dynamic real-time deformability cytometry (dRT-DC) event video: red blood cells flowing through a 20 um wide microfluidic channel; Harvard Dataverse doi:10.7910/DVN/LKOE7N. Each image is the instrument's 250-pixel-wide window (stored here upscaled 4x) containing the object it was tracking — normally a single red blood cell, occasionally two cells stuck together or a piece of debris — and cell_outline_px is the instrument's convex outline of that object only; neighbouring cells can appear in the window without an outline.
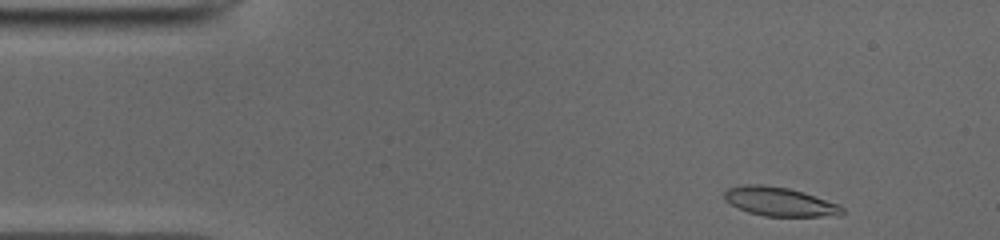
{"species": "common noctule bat (a hibernating species)", "species_latin": "Nyctalus noctula", "temperature_condition": "cold", "stored_images_in_passage": 46, "camera_frame_rate_fps": 3000, "um_per_image_px": 0.085, "animal": {"sex": "male", "body_mass_g": 19.0, "forearm_length_mm": 50.8}, "frame": {"image": 1, "passage_image": 1, "time_ms": 0.0, "image_size_px": [1000, 240], "cell_outline_px": [[844, 212], [840, 216], [764, 216], [748, 212], [724, 200], [724, 192], [728, 188], [744, 184], [764, 184], [788, 188], [804, 192], [840, 204], [844, 208]], "centroid_in_image_um": [66.3, 17.13], "position_along_channel_um": 18.7, "area_um2": 20.0}}
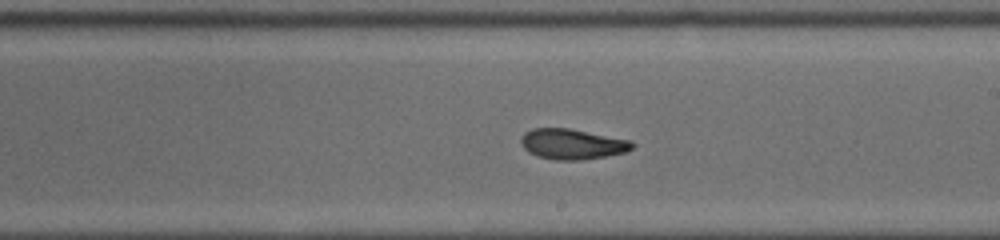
{"frame": {"image": 2, "passage_image": 24, "time_ms": 7.667, "image_size_px": [1000, 240], "cell_outline_px": [[636, 144], [632, 148], [624, 152], [604, 156], [580, 160], [556, 160], [536, 156], [528, 152], [524, 148], [520, 140], [520, 136], [524, 132], [532, 128], [568, 128], [632, 140]], "centroid_in_image_um": [48.61, 12.24], "position_along_channel_um": 240.4, "area_um2": 19.77}}
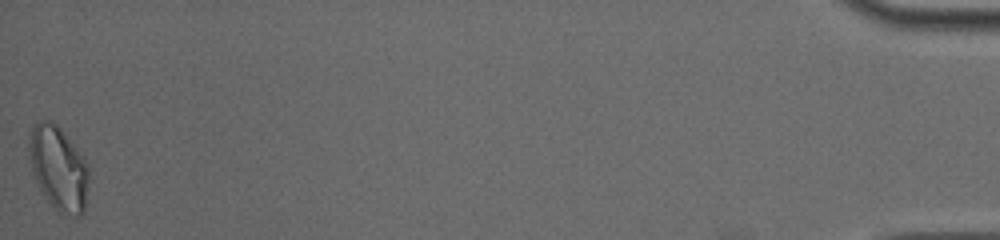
{"frame": {"image": 3, "passage_image": 46, "time_ms": 15.0, "image_size_px": [1000, 240], "cell_outline_px": [[88, 180], [84, 212], [80, 216], [64, 216], [44, 196], [40, 188], [32, 168], [28, 148], [28, 132], [40, 120], [48, 120], [56, 124], [60, 128], [88, 164]], "centroid_in_image_um": [4.97, 14.3], "position_along_channel_um": 430.2, "area_um2": 28.9}, "authors_computed_cell_mechanics": {"area_um2": 19.9988, "velocity_mm_per_s": 3.9535, "shape_relaxation_time_tau1_ms": 6.9329, "shape_relaxation_time_tau2_ms": 1.2619, "deformation_change_tau1": 0.2372, "deformation_change_tau2": 0.0704}}